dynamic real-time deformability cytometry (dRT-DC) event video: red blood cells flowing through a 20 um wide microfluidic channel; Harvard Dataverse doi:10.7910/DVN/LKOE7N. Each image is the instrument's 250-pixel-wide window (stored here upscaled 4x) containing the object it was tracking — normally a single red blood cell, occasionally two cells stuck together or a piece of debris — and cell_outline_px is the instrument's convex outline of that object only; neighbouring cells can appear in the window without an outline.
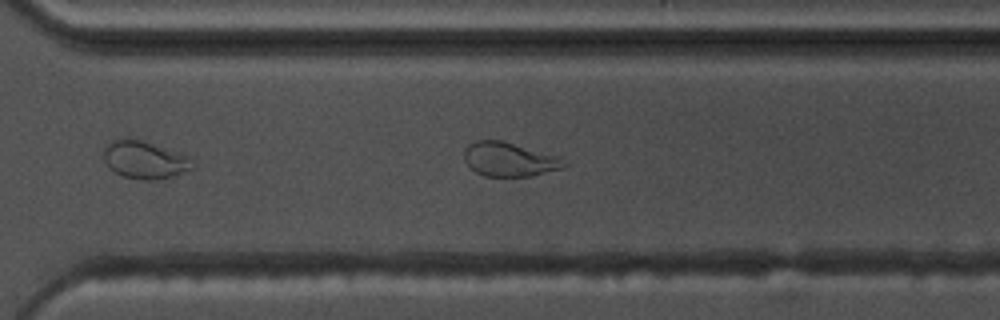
{"species": "common noctule bat (a hibernating species)", "species_latin": "Nyctalus noctula", "temperature_condition": "warm", "stored_images_in_passage": 37, "camera_frame_rate_fps": 3000, "um_per_image_px": 0.085, "animal": {"sex": "male", "body_mass_g": 17.5, "forearm_length_mm": 52.3}, "frame": {"image": 1, "passage_image": 22, "time_ms": 7.0, "image_size_px": [1000, 320], "cell_outline_px": [[568, 164], [564, 168], [532, 176], [484, 176], [476, 172], [464, 160], [464, 152], [468, 144], [476, 140], [500, 140], [560, 156]], "centroid_in_image_um": [43.32, 13.55], "position_along_channel_um": 327.3, "area_um2": 19.88}}